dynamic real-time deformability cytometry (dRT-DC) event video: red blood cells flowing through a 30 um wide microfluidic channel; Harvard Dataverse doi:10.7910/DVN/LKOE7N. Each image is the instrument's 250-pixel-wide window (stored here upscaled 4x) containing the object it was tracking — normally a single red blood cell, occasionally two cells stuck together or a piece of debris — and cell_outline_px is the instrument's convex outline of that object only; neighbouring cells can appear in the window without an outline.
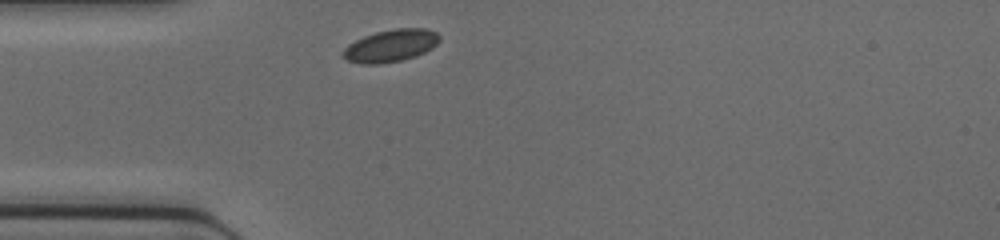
{"species": "common noctule bat (a hibernating species)", "species_latin": "Nyctalus noctula", "temperature_condition": "cold", "stored_images_in_passage": 26, "camera_frame_rate_fps": 3000, "um_per_image_px": 0.085, "animal": {"sex": "female", "body_mass_g": 17.0, "forearm_length_mm": 48.0}, "frame": {"image": 1, "passage_image": 1, "time_ms": 0.0, "image_size_px": [1000, 240], "cell_outline_px": [[440, 40], [432, 48], [416, 56], [400, 60], [380, 64], [360, 64], [348, 60], [344, 56], [344, 48], [348, 44], [364, 36], [376, 32], [396, 28], [428, 28], [436, 32], [440, 36]], "centroid_in_image_um": [33.24, 3.87], "position_along_channel_um": 51.8, "area_um2": 18.09}}
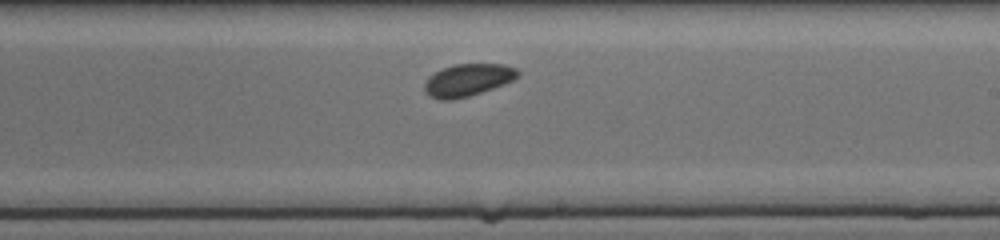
{"frame": {"image": 2, "passage_image": 15, "time_ms": 4.667, "image_size_px": [1000, 240], "cell_outline_px": [[520, 76], [504, 84], [468, 96], [452, 100], [440, 100], [428, 96], [424, 92], [424, 84], [428, 76], [444, 68], [456, 64], [504, 64], [516, 68], [520, 72]], "centroid_in_image_um": [39.75, 6.8], "position_along_channel_um": 249.3, "area_um2": 17.57}}
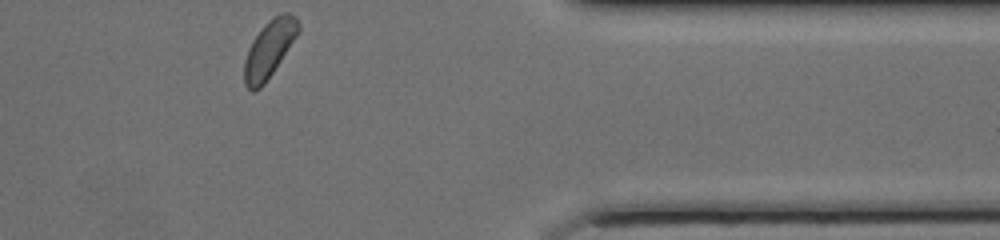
{"frame": {"image": 3, "passage_image": 26, "time_ms": 8.333, "image_size_px": [1000, 240], "cell_outline_px": [[300, 28], [296, 36], [264, 84], [260, 88], [252, 92], [244, 84], [244, 60], [248, 48], [252, 40], [260, 28], [268, 20], [284, 12], [288, 12], [296, 16], [300, 24]], "centroid_in_image_um": [22.86, 4.15], "position_along_channel_um": 388.5, "area_um2": 17.8}}